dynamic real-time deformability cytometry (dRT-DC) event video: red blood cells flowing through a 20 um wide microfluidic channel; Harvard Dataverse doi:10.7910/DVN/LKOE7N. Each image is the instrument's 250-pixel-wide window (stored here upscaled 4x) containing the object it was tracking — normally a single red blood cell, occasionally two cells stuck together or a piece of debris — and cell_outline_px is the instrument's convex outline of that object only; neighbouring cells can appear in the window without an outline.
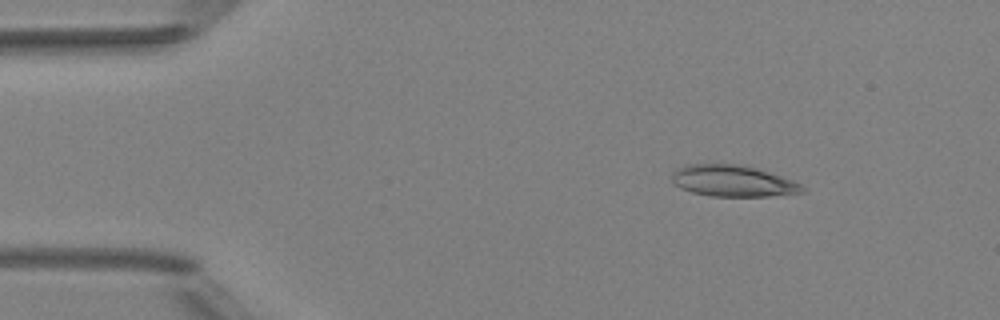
{"species": "Egyptian fruit bat (a non-hibernating species)", "species_latin": "Rousettus aegyptiacus", "temperature_condition": "room temperature", "stored_images_in_passage": 5, "camera_frame_rate_fps": 3000, "um_per_image_px": 0.085, "animal": {"sex": "female"}, "frame": {"image": 1, "passage_image": 2, "time_ms": 1.0, "image_size_px": [1000, 320], "cell_outline_px": [[804, 192], [768, 196], [712, 196], [692, 192], [680, 188], [672, 180], [672, 172], [676, 168], [684, 164], [744, 164], [792, 180], [800, 184], [804, 188]], "centroid_in_image_um": [62.25, 15.37], "position_along_channel_um": 22.8, "area_um2": 23.76}}